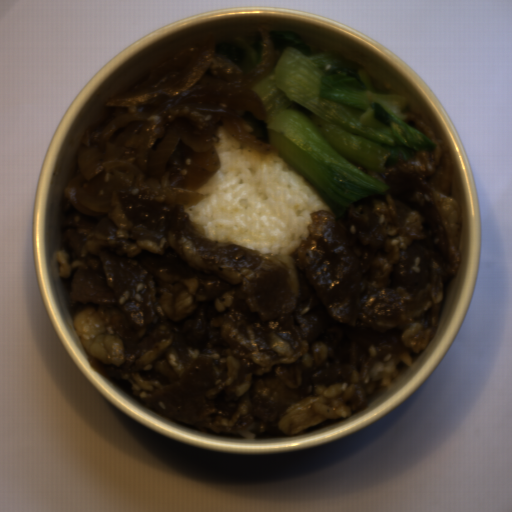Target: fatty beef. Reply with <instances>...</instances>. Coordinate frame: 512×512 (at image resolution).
<instances>
[{"mask_svg":"<svg viewBox=\"0 0 512 512\" xmlns=\"http://www.w3.org/2000/svg\"><path fill=\"white\" fill-rule=\"evenodd\" d=\"M270 29L357 61L376 93L405 97L436 141L390 159L389 193L343 217L311 213L285 255L210 239L187 207L221 168L219 131L266 153L250 87L273 71ZM260 31L241 72L217 42ZM278 154V153H277ZM459 170L442 127L399 72L337 32L255 19L149 59L90 117L61 185L52 266L92 369L155 416L234 441L300 437L341 423L398 383L440 331L462 258Z\"/></svg>","mask_w":512,"mask_h":512,"instance_id":"fatty-beef-1","label":"fatty beef"}]
</instances>
